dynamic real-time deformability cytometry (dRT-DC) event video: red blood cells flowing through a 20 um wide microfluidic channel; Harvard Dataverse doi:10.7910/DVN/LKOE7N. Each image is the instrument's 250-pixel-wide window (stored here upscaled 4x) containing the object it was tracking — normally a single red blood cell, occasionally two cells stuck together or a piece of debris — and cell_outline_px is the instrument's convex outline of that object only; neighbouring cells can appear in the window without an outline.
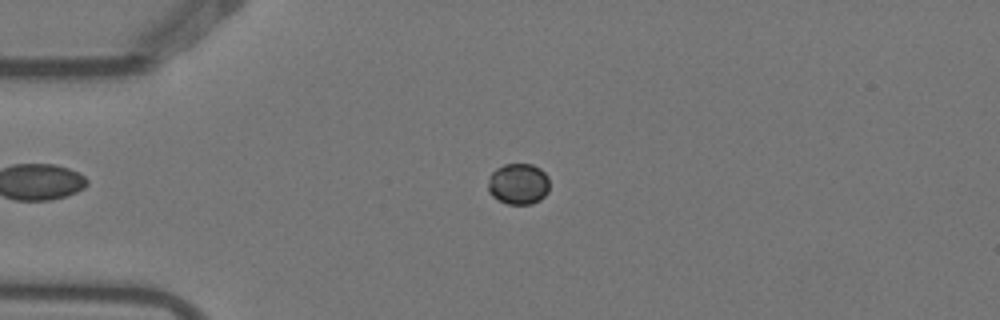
{"species": "Egyptian fruit bat (a non-hibernating species)", "species_latin": "Rousettus aegyptiacus", "temperature_condition": "warm", "stored_images_in_passage": 7, "camera_frame_rate_fps": 3000, "um_per_image_px": 0.085, "animal": {"sex": "female"}, "frame": {"image": 1, "passage_image": 4, "time_ms": 1.0, "image_size_px": [1000, 320], "cell_outline_px": [[548, 192], [540, 200], [532, 204], [508, 204], [492, 196], [488, 192], [488, 176], [496, 168], [504, 164], [532, 164], [540, 168], [548, 176]], "centroid_in_image_um": [44.05, 15.62], "position_along_channel_um": 41.0, "area_um2": 14.85}}
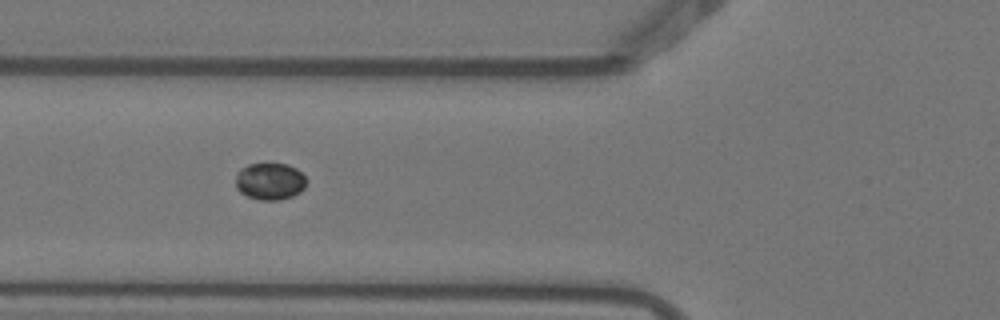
{"frame": {"image": 2, "passage_image": 6, "time_ms": 1.667, "image_size_px": [1000, 320], "cell_outline_px": [[308, 180], [304, 188], [300, 192], [292, 196], [280, 200], [260, 200], [248, 196], [240, 192], [236, 188], [236, 172], [240, 168], [248, 164], [288, 164], [296, 168]], "centroid_in_image_um": [22.94, 15.41], "position_along_channel_um": 102.9, "area_um2": 15.37}}
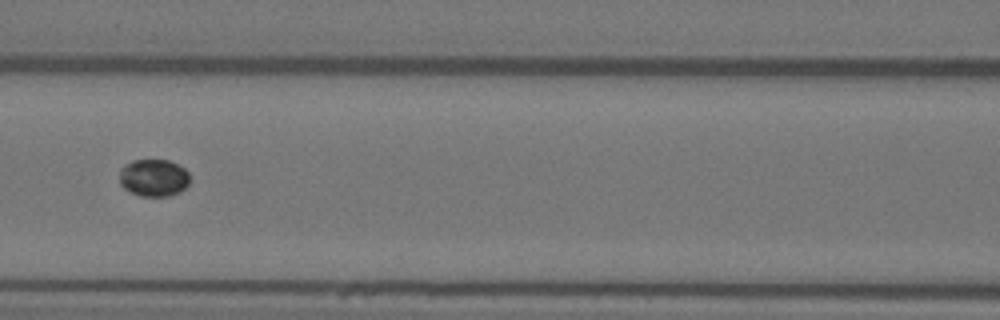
{"frame": {"image": 3, "passage_image": 7, "time_ms": 2.0, "image_size_px": [1000, 320], "cell_outline_px": [[188, 184], [180, 192], [168, 196], [140, 196], [124, 188], [120, 184], [120, 168], [124, 164], [132, 160], [168, 160], [184, 168], [188, 172]], "centroid_in_image_um": [13.04, 15.1], "position_along_channel_um": 153.6, "area_um2": 15.26}}